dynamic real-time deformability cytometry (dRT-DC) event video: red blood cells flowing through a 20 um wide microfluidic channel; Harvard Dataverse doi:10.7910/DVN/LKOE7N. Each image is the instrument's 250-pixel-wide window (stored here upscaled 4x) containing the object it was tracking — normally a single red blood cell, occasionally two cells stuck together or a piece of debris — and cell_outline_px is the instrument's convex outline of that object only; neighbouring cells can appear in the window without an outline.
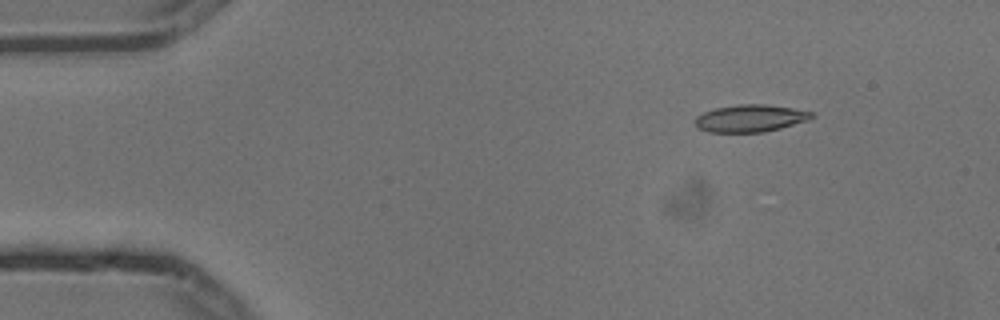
{"species": "common noctule bat (a hibernating species)", "species_latin": "Nyctalus noctula", "temperature_condition": "cold", "stored_images_in_passage": 3, "camera_frame_rate_fps": 3000, "um_per_image_px": 0.085, "animal": {"sex": "male", "body_mass_g": 13.3}, "frame": {"image": 1, "passage_image": 1, "time_ms": 0.0, "image_size_px": [1000, 320], "cell_outline_px": [[812, 116], [808, 120], [780, 128], [764, 132], [708, 132], [696, 128], [696, 116], [704, 112], [716, 108], [740, 104], [764, 104], [792, 108], [812, 112]], "centroid_in_image_um": [63.74, 10.06], "position_along_channel_um": 21.3, "area_um2": 18.32}}